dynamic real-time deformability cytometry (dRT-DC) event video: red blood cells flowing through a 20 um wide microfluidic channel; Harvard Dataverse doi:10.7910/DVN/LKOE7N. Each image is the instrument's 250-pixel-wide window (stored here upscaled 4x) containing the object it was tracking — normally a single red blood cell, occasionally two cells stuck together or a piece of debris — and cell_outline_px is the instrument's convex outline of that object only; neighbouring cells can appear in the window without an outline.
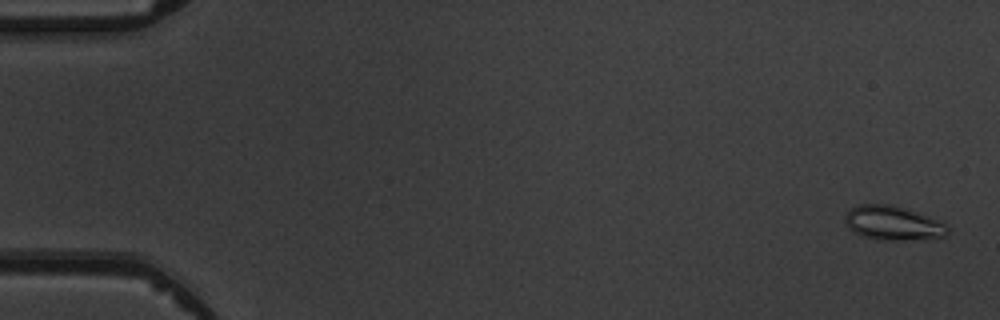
{"species": "common noctule bat (a hibernating species)", "species_latin": "Nyctalus noctula", "temperature_condition": "warm", "stored_images_in_passage": 5, "camera_frame_rate_fps": 3000, "um_per_image_px": 0.085, "animal": {"sex": "male", "body_mass_g": 19.5, "forearm_length_mm": 54.6}, "frame": {"image": 1, "passage_image": 1, "time_ms": 0.0, "image_size_px": [1000, 320], "cell_outline_px": [[948, 236], [896, 240], [888, 240], [864, 236], [852, 232], [848, 228], [844, 220], [844, 216], [852, 208], [860, 204], [892, 204], [928, 216], [944, 224], [948, 228]], "centroid_in_image_um": [75.85, 18.95], "position_along_channel_um": 9.1, "area_um2": 20.06}}
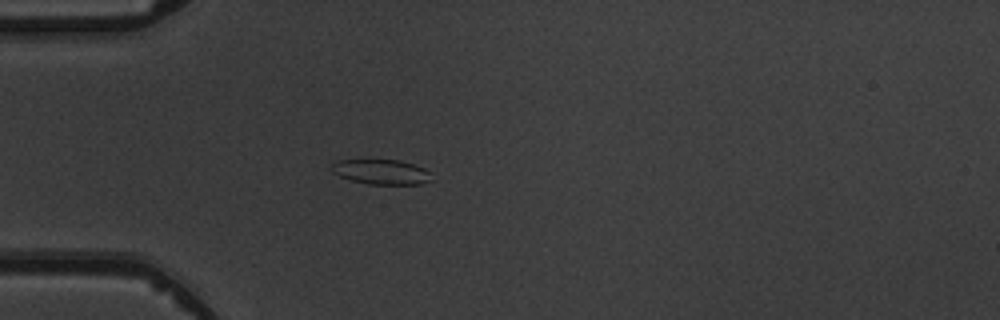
{"frame": {"image": 2, "passage_image": 5, "time_ms": 4.667, "image_size_px": [1000, 320], "cell_outline_px": [[432, 180], [420, 184], [368, 184], [352, 180], [340, 176], [332, 172], [332, 164], [336, 160], [400, 160], [424, 168], [432, 172]], "centroid_in_image_um": [32.45, 14.61], "position_along_channel_um": 52.6, "area_um2": 14.51}}